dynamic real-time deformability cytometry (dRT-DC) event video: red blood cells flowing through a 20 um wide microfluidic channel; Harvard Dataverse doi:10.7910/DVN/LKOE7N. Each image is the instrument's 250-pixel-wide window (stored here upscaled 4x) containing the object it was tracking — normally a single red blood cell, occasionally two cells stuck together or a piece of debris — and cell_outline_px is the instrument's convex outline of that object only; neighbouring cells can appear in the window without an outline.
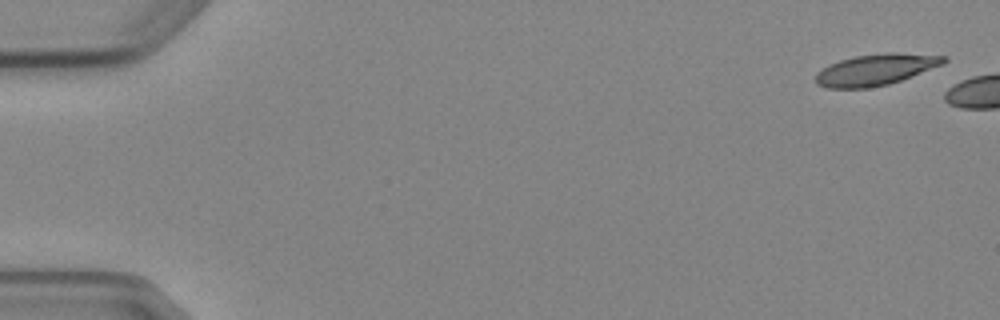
{"species": "Egyptian fruit bat (a non-hibernating species)", "species_latin": "Rousettus aegyptiacus", "temperature_condition": "cold", "stored_images_in_passage": 2, "camera_frame_rate_fps": 3000, "um_per_image_px": 0.085, "animal": {"sex": "female"}, "frame": {"image": 1, "passage_image": 1, "time_ms": 0.0, "image_size_px": [1000, 320], "cell_outline_px": [[948, 60], [944, 64], [900, 80], [888, 84], [868, 88], [828, 88], [816, 84], [816, 72], [828, 64], [840, 60], [856, 56], [888, 52], [896, 52], [948, 56]], "centroid_in_image_um": [74.44, 5.91], "position_along_channel_um": 10.6, "area_um2": 23.35}}